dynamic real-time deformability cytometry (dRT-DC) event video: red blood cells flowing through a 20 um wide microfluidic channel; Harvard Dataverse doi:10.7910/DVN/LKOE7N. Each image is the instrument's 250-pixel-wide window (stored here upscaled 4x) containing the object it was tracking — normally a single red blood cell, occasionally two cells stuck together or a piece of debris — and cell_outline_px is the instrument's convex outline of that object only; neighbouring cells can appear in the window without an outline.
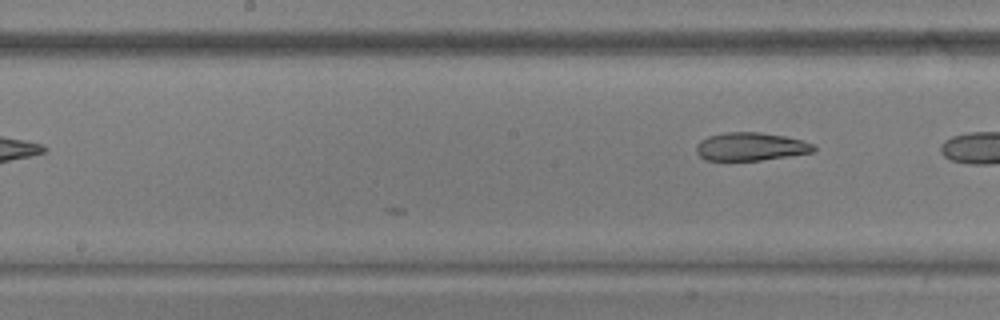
{"species": "common noctule bat (a hibernating species)", "species_latin": "Nyctalus noctula", "temperature_condition": "warm", "stored_images_in_passage": 13, "camera_frame_rate_fps": 3000, "um_per_image_px": 0.085, "animal": {"sex": "male", "body_mass_g": 17.9, "forearm_length_mm": 54.2}, "frame": {"image": 1, "passage_image": 13, "time_ms": 4.0, "image_size_px": [1000, 320], "cell_outline_px": [[816, 152], [760, 160], [704, 160], [696, 152], [696, 144], [700, 140], [708, 136], [728, 132], [760, 132], [784, 136], [816, 144]], "centroid_in_image_um": [63.82, 12.46], "position_along_channel_um": 184.4, "area_um2": 19.31}}